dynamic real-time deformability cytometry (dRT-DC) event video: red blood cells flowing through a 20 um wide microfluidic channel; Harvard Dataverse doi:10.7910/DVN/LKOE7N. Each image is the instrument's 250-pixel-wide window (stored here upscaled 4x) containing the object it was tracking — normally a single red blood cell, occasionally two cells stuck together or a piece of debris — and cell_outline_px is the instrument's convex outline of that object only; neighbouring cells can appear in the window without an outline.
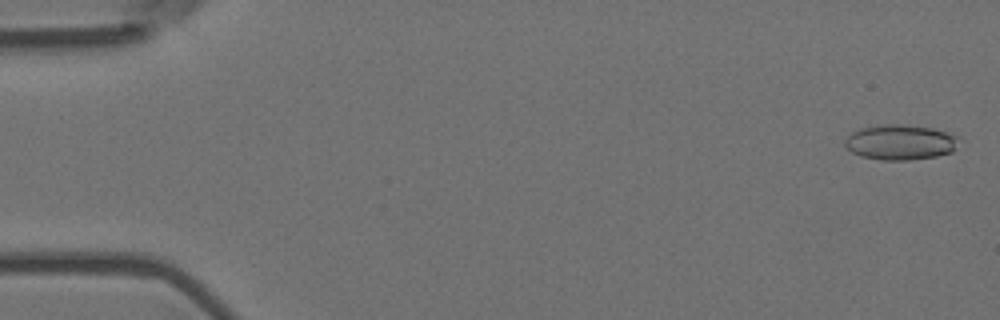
{"species": "Egyptian fruit bat (a non-hibernating species)", "species_latin": "Rousettus aegyptiacus", "temperature_condition": "room temperature", "stored_images_in_passage": 56, "camera_frame_rate_fps": 3000, "um_per_image_px": 0.085, "animal": {"sex": "female"}, "frame": {"image": 1, "passage_image": 2, "time_ms": 0.333, "image_size_px": [1000, 320], "cell_outline_px": [[960, 136], [952, 152], [936, 156], [908, 160], [880, 160], [860, 156], [852, 152], [844, 144], [844, 140], [852, 132], [860, 128], [884, 124], [904, 124], [932, 128]], "centroid_in_image_um": [76.51, 12.08], "position_along_channel_um": 8.5, "area_um2": 23.41}}
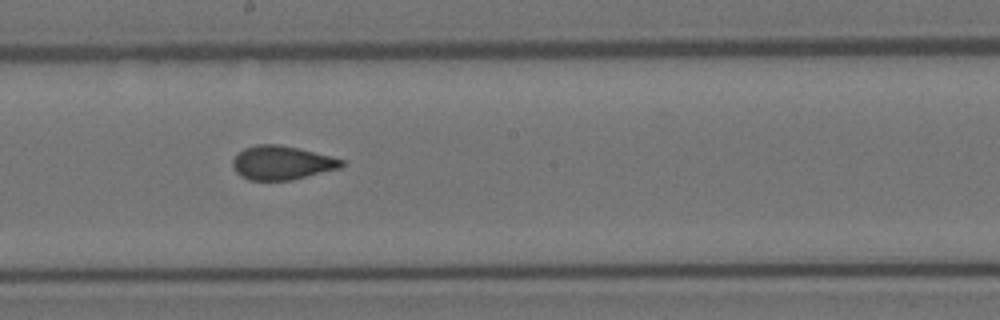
{"frame": {"image": 2, "passage_image": 31, "time_ms": 10.0, "image_size_px": [1000, 320], "cell_outline_px": [[344, 164], [340, 168], [292, 180], [248, 180], [240, 176], [236, 172], [232, 164], [232, 160], [244, 148], [256, 144], [280, 144], [344, 160]], "centroid_in_image_um": [23.92, 13.84], "position_along_channel_um": 224.3, "area_um2": 21.27}}
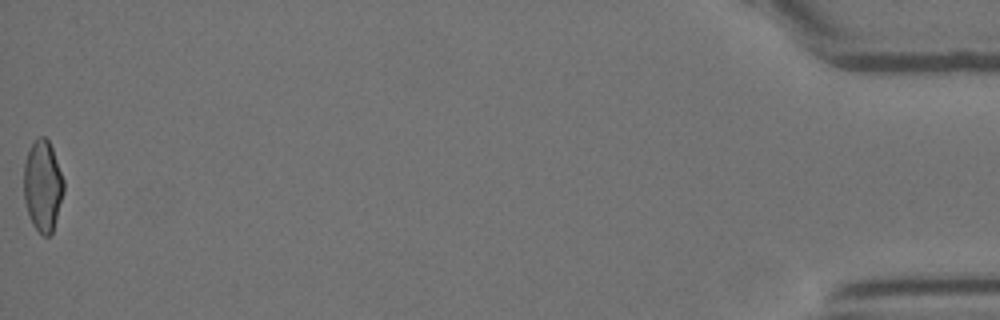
{"frame": {"image": 3, "passage_image": 56, "time_ms": 18.333, "image_size_px": [1000, 320], "cell_outline_px": [[64, 192], [52, 232], [48, 236], [44, 236], [32, 224], [24, 200], [24, 164], [32, 140], [40, 136], [44, 136], [48, 140], [52, 148], [64, 180]], "centroid_in_image_um": [3.63, 15.76], "position_along_channel_um": 431.6, "area_um2": 21.1}, "authors_computed_cell_mechanics": {"area_um2": 22.0218, "velocity_mm_per_s": 3.6804, "shape_relaxation_time_tau1_ms": null, "shape_relaxation_time_tau2_ms": 1.1625, "deformation_change_tau1": null, "deformation_change_tau2": 0.0764}}